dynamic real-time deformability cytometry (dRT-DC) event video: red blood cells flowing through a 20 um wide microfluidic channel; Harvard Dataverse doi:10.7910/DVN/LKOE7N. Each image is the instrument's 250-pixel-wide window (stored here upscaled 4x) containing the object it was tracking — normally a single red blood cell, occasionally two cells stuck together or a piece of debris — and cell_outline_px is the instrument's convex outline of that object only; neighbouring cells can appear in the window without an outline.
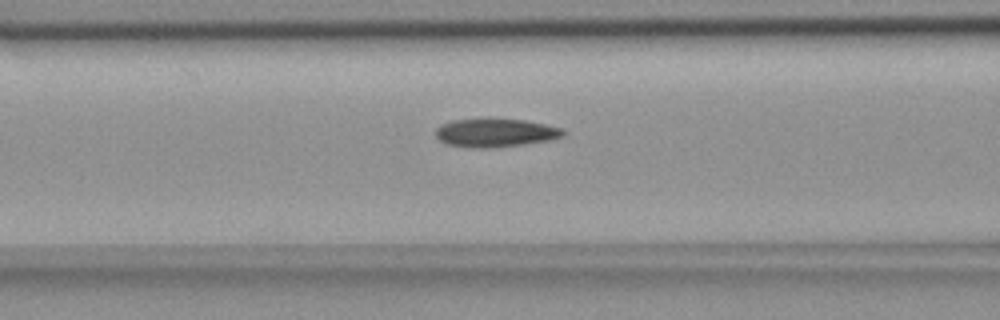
{"species": "common noctule bat (a hibernating species)", "species_latin": "Nyctalus noctula", "temperature_condition": "room temperature", "stored_images_in_passage": 41, "camera_frame_rate_fps": 3000, "um_per_image_px": 0.085, "animal": {"sex": "female", "body_mass_g": 18.4}, "frame": {"image": 1, "passage_image": 14, "time_ms": 4.333, "image_size_px": [1000, 320], "cell_outline_px": [[564, 136], [552, 140], [524, 144], [492, 148], [468, 148], [444, 144], [436, 136], [436, 128], [440, 124], [452, 120], [488, 116], [524, 120], [564, 128]], "centroid_in_image_um": [42.07, 11.26], "position_along_channel_um": 124.5, "area_um2": 22.08}}
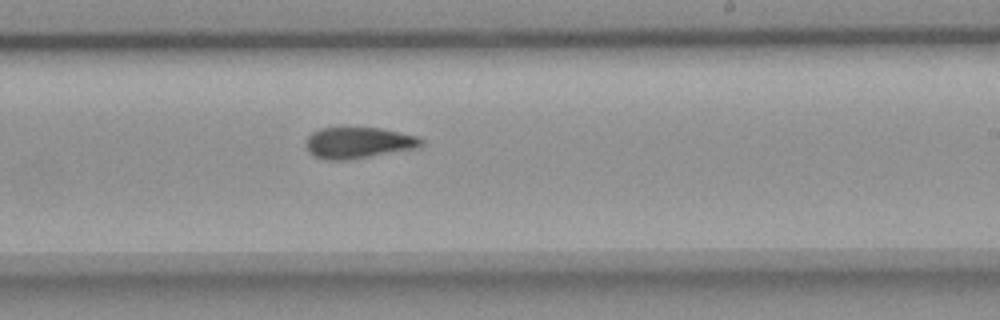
{"frame": {"image": 2, "passage_image": 25, "time_ms": 8.0, "image_size_px": [1000, 320], "cell_outline_px": [[424, 144], [420, 148], [348, 160], [328, 160], [316, 156], [308, 152], [304, 144], [308, 136], [312, 132], [320, 128], [380, 128], [416, 136], [424, 140]], "centroid_in_image_um": [30.47, 12.14], "position_along_channel_um": 258.5, "area_um2": 21.1}}
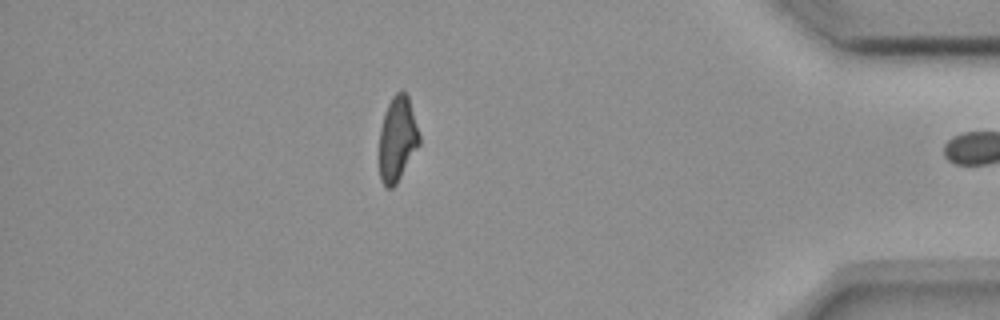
{"frame": {"image": 3, "passage_image": 40, "time_ms": 13.0, "image_size_px": [1000, 320], "cell_outline_px": [[420, 144], [396, 184], [392, 188], [384, 188], [380, 180], [380, 128], [384, 112], [392, 96], [400, 88], [408, 96], [420, 136]], "centroid_in_image_um": [33.77, 11.81], "position_along_channel_um": 401.4, "area_um2": 19.83}, "authors_computed_cell_mechanics": {"area_um2": 21.1548, "velocity_mm_per_s": 3.6707, "shape_relaxation_time_tau1_ms": null, "shape_relaxation_time_tau2_ms": 5.7882, "deformation_change_tau1": null, "deformation_change_tau2": 0.1211}}